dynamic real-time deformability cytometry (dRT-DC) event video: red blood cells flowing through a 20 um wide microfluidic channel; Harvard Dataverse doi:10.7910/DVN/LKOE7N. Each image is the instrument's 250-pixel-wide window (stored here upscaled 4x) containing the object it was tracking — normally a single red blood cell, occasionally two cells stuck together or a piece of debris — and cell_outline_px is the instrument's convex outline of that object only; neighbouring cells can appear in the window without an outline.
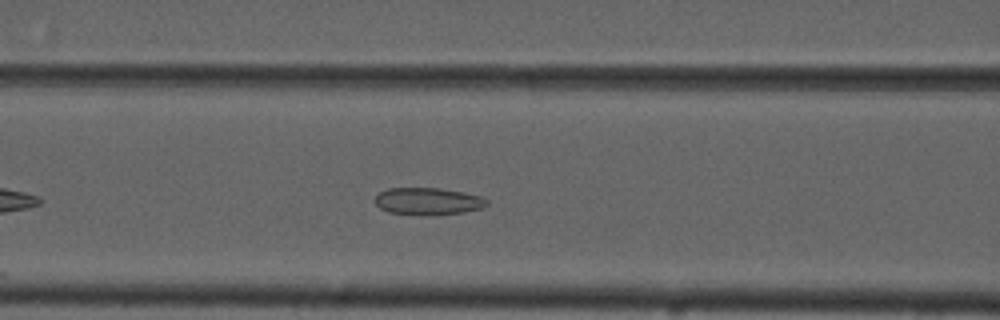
{"species": "common noctule bat (a hibernating species)", "species_latin": "Nyctalus noctula", "temperature_condition": "cold", "stored_images_in_passage": 15, "camera_frame_rate_fps": 3000, "um_per_image_px": 0.085, "animal": {"sex": "male", "forearm_length_mm": 52.5}, "frame": {"image": 1, "passage_image": 11, "time_ms": 3.333, "image_size_px": [1000, 320], "cell_outline_px": [[488, 204], [480, 208], [464, 212], [436, 216], [428, 216], [388, 212], [380, 208], [376, 204], [376, 196], [380, 192], [388, 188], [440, 188], [464, 192], [484, 196], [488, 200]], "centroid_in_image_um": [36.42, 17.11], "position_along_channel_um": 130.2, "area_um2": 17.98}}